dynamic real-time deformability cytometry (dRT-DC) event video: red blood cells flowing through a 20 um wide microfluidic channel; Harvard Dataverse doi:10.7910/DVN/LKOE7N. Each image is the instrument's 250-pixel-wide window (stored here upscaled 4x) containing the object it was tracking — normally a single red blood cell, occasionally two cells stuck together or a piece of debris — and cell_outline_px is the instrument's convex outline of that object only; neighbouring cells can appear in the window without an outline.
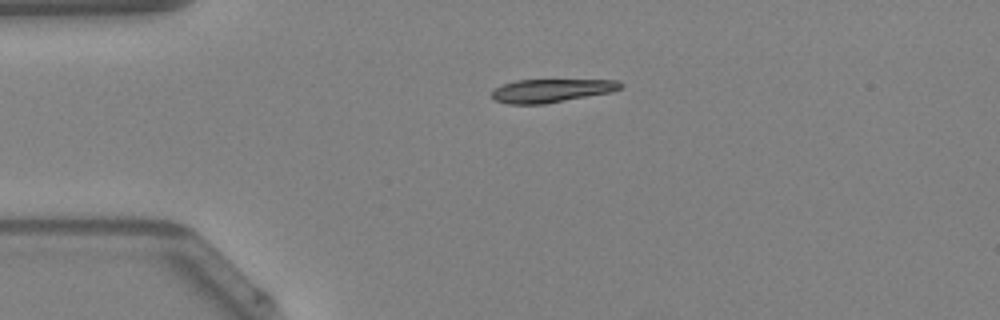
{"species": "Egyptian fruit bat (a non-hibernating species)", "species_latin": "Rousettus aegyptiacus", "temperature_condition": "warm", "stored_images_in_passage": 38, "camera_frame_rate_fps": 3000, "um_per_image_px": 0.085, "animal": {"sex": "female"}, "frame": {"image": 1, "passage_image": 1, "time_ms": 0.0, "image_size_px": [1000, 320], "cell_outline_px": [[624, 84], [620, 88], [612, 92], [544, 104], [508, 104], [496, 100], [492, 96], [492, 92], [496, 88], [504, 84], [516, 80], [616, 80]], "centroid_in_image_um": [46.88, 7.7], "position_along_channel_um": 38.1, "area_um2": 17.34}}
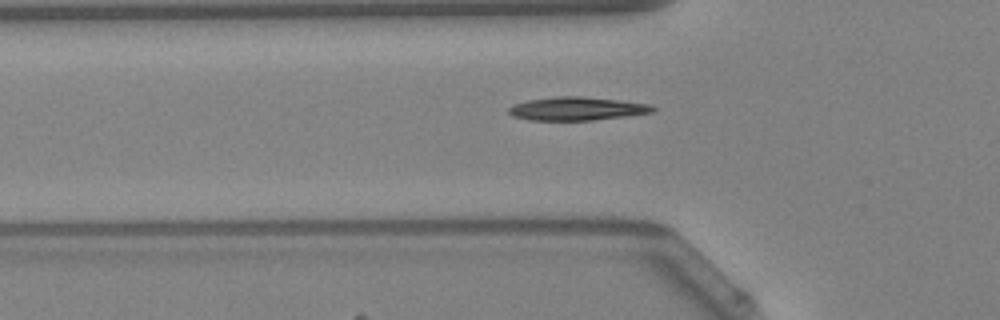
{"frame": {"image": 2, "passage_image": 6, "time_ms": 1.667, "image_size_px": [1000, 320], "cell_outline_px": [[656, 112], [592, 120], [528, 120], [512, 116], [508, 112], [508, 108], [516, 104], [528, 100], [556, 96], [580, 96], [620, 100], [652, 104], [656, 108]], "centroid_in_image_um": [49.07, 9.23], "position_along_channel_um": 76.7, "area_um2": 19.65}, "authors_computed_cell_mechanics": {"area_um2": 18.6116, "velocity_mm_per_s": 4.272, "shape_relaxation_time_tau1_ms": 5.9487, "shape_relaxation_time_tau2_ms": null, "deformation_change_tau1": 0.1834, "deformation_change_tau2": null}}